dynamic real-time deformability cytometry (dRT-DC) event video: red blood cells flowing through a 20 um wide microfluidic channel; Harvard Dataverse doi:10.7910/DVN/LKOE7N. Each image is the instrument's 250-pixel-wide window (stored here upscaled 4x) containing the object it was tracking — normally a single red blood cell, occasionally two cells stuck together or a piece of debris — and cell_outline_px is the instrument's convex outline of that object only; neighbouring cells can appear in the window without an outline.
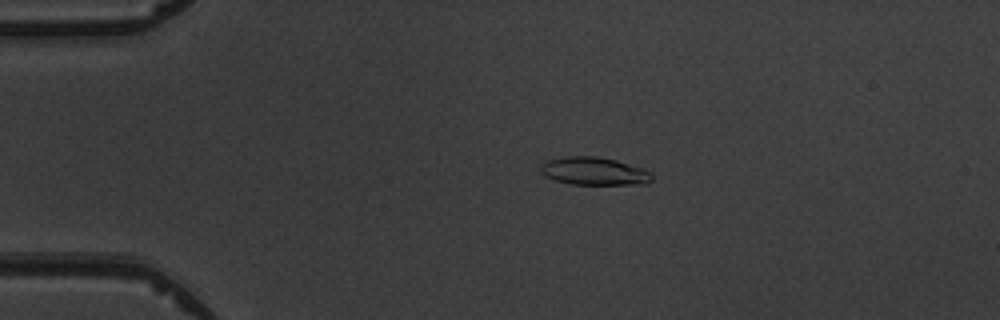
{"species": "common noctule bat (a hibernating species)", "species_latin": "Nyctalus noctula", "temperature_condition": "warm", "stored_images_in_passage": 5, "camera_frame_rate_fps": 3000, "um_per_image_px": 0.085, "animal": {"sex": "male", "body_mass_g": 19.5, "forearm_length_mm": 54.6}, "frame": {"image": 1, "passage_image": 3, "time_ms": 2.333, "image_size_px": [1000, 320], "cell_outline_px": [[652, 180], [644, 184], [572, 184], [556, 180], [544, 176], [540, 172], [540, 164], [544, 160], [564, 156], [596, 156], [616, 160], [644, 168], [652, 172]], "centroid_in_image_um": [50.47, 14.53], "position_along_channel_um": 34.5, "area_um2": 18.32}}
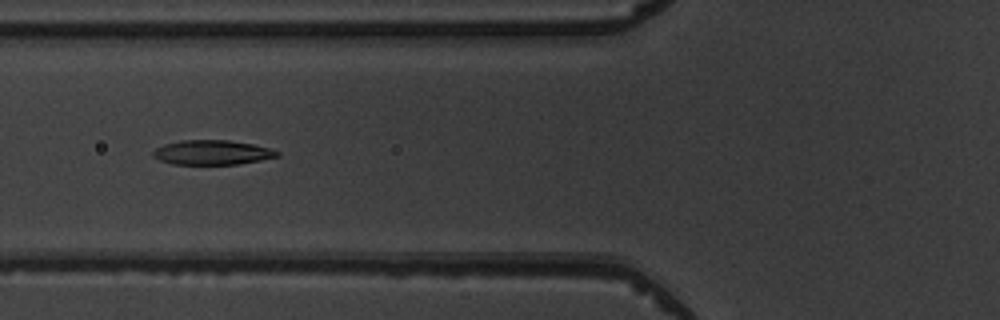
{"frame": {"image": 2, "passage_image": 5, "time_ms": 5.333, "image_size_px": [1000, 320], "cell_outline_px": [[280, 156], [260, 160], [236, 164], [172, 164], [160, 160], [152, 156], [152, 152], [156, 148], [164, 144], [180, 140], [228, 140], [252, 144], [268, 148], [280, 152]], "centroid_in_image_um": [18.01, 12.95], "position_along_channel_um": 107.8, "area_um2": 17.69}}